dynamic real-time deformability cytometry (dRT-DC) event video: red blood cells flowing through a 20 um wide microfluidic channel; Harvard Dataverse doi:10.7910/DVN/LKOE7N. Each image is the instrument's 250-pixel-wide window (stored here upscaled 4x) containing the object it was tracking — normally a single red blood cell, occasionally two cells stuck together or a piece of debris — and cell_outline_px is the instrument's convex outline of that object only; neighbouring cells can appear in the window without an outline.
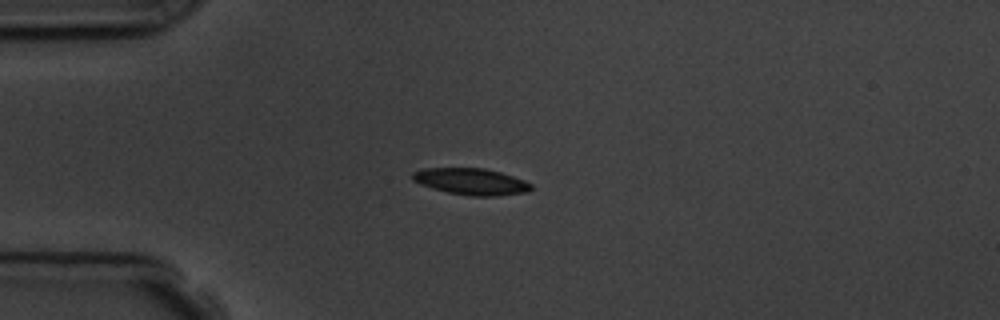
{"species": "common noctule bat (a hibernating species)", "species_latin": "Nyctalus noctula", "temperature_condition": "room temperature", "stored_images_in_passage": 10, "camera_frame_rate_fps": 3000, "um_per_image_px": 0.085, "animal": {"sex": "male", "body_mass_g": 19.5, "forearm_length_mm": 54.6}, "frame": {"image": 1, "passage_image": 4, "time_ms": 3.667, "image_size_px": [1000, 320], "cell_outline_px": [[532, 188], [528, 192], [496, 196], [468, 196], [448, 192], [432, 188], [420, 184], [412, 180], [412, 172], [424, 168], [484, 168], [500, 172], [524, 180], [532, 184]], "centroid_in_image_um": [40.04, 15.43], "position_along_channel_um": 45.0, "area_um2": 18.38}}
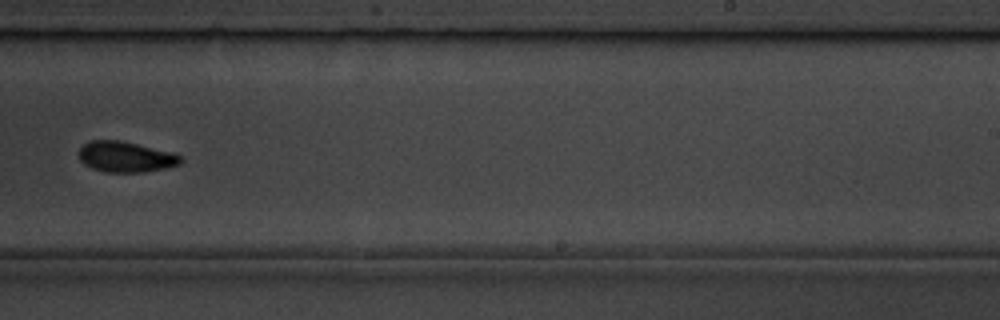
{"frame": {"image": 2, "passage_image": 10, "time_ms": 10.333, "image_size_px": [1000, 320], "cell_outline_px": [[184, 160], [180, 164], [164, 168], [144, 172], [104, 172], [92, 168], [84, 164], [80, 160], [80, 148], [88, 140], [120, 140], [176, 152]], "centroid_in_image_um": [10.72, 13.32], "position_along_channel_um": 278.3, "area_um2": 18.38}}